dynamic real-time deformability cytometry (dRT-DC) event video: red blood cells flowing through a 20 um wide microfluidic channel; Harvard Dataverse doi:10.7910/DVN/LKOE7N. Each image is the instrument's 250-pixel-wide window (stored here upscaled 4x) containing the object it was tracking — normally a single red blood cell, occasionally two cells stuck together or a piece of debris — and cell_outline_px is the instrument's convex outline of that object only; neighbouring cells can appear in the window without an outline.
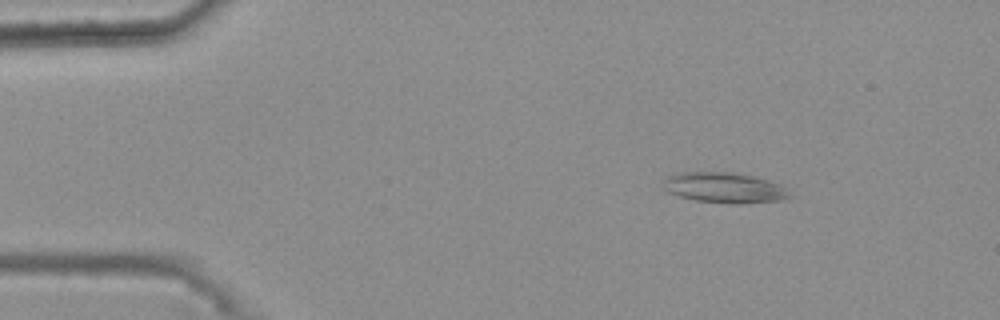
{"species": "common noctule bat (a hibernating species)", "species_latin": "Nyctalus noctula", "temperature_condition": "warm", "stored_images_in_passage": 48, "camera_frame_rate_fps": 3000, "um_per_image_px": 0.085, "animal": {"sex": "female", "body_mass_g": 25.1}, "frame": {"image": 1, "passage_image": 8, "time_ms": 2.333, "image_size_px": [1000, 320], "cell_outline_px": [[792, 196], [784, 200], [736, 204], [696, 200], [680, 196], [668, 192], [664, 188], [664, 180], [668, 176], [676, 172], [732, 172], [752, 176], [768, 180], [780, 184]], "centroid_in_image_um": [61.58, 15.95], "position_along_channel_um": 23.4, "area_um2": 22.31}}
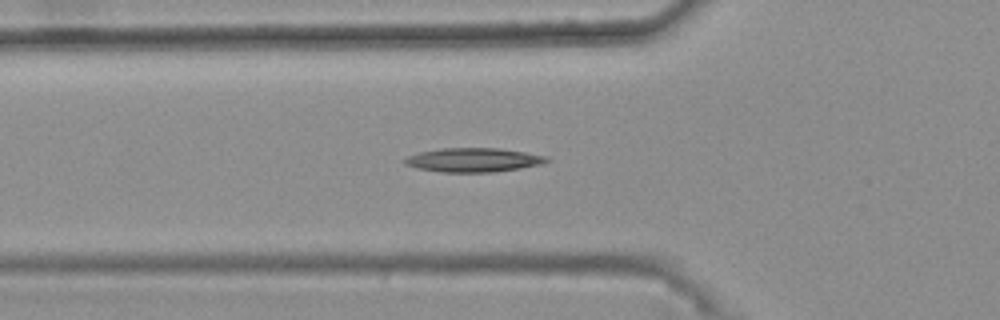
{"frame": {"image": 2, "passage_image": 19, "time_ms": 6.0, "image_size_px": [1000, 320], "cell_outline_px": [[552, 160], [540, 164], [520, 168], [492, 172], [440, 172], [416, 168], [404, 164], [400, 160], [408, 156], [420, 152], [440, 148], [500, 148], [548, 156]], "centroid_in_image_um": [40.21, 13.59], "position_along_channel_um": 85.6, "area_um2": 20.0}}
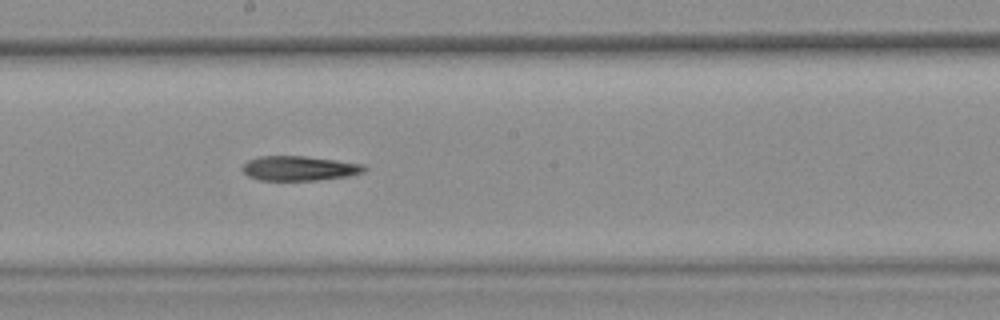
{"frame": {"image": 3, "passage_image": 30, "time_ms": 9.667, "image_size_px": [1000, 320], "cell_outline_px": [[368, 168], [364, 172], [348, 176], [316, 180], [260, 180], [248, 176], [240, 168], [248, 160], [260, 156], [304, 156], [336, 160], [364, 164]], "centroid_in_image_um": [25.44, 14.3], "position_along_channel_um": 222.8, "area_um2": 17.51}}